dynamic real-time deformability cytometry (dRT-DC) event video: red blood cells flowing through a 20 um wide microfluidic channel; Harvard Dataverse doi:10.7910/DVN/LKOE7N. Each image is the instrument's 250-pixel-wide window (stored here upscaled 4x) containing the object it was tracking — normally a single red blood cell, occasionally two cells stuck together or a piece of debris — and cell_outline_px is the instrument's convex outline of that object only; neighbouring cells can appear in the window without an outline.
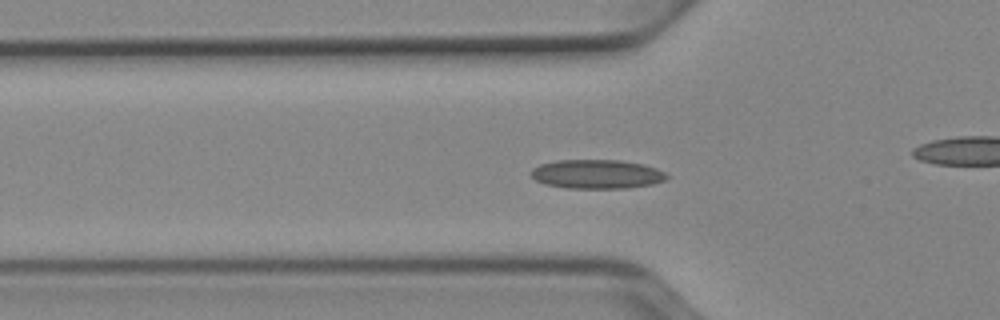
{"species": "Egyptian fruit bat (a non-hibernating species)", "species_latin": "Rousettus aegyptiacus", "temperature_condition": "cold", "stored_images_in_passage": 37, "camera_frame_rate_fps": 3000, "um_per_image_px": 0.085, "animal": {"sex": "female"}, "frame": {"image": 1, "passage_image": 14, "time_ms": 4.333, "image_size_px": [1000, 320], "cell_outline_px": [[668, 176], [664, 180], [652, 184], [624, 188], [568, 188], [544, 184], [536, 180], [532, 176], [532, 168], [540, 164], [556, 160], [620, 160], [644, 164], [656, 168], [664, 172]], "centroid_in_image_um": [50.72, 14.79], "position_along_channel_um": 75.1, "area_um2": 22.89}}
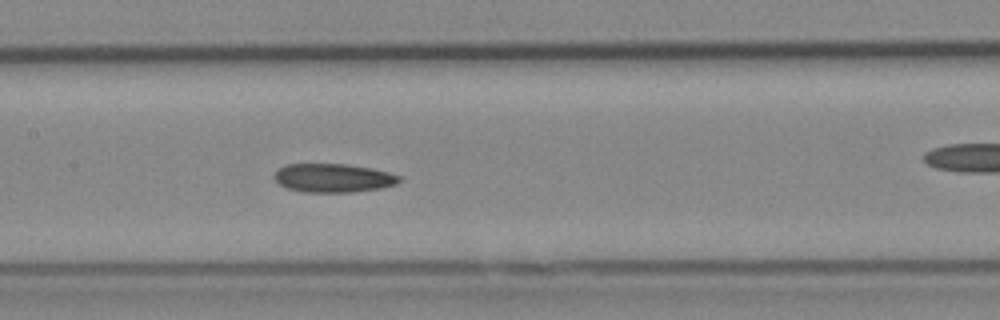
{"frame": {"image": 2, "passage_image": 22, "time_ms": 7.0, "image_size_px": [1000, 320], "cell_outline_px": [[400, 180], [396, 184], [380, 188], [352, 192], [304, 192], [288, 188], [280, 184], [272, 176], [284, 164], [344, 164], [372, 168], [388, 172], [400, 176]], "centroid_in_image_um": [28.31, 15.12], "position_along_channel_um": 179.1, "area_um2": 20.75}}
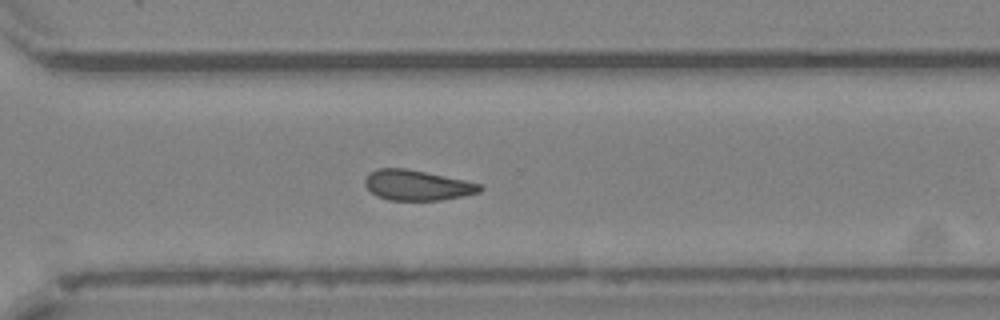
{"frame": {"image": 3, "passage_image": 34, "time_ms": 11.0, "image_size_px": [1000, 320], "cell_outline_px": [[484, 188], [480, 192], [464, 196], [440, 200], [388, 200], [376, 196], [364, 184], [364, 176], [368, 172], [376, 168], [404, 168], [484, 184]], "centroid_in_image_um": [35.44, 15.74], "position_along_channel_um": 335.2, "area_um2": 20.46}}